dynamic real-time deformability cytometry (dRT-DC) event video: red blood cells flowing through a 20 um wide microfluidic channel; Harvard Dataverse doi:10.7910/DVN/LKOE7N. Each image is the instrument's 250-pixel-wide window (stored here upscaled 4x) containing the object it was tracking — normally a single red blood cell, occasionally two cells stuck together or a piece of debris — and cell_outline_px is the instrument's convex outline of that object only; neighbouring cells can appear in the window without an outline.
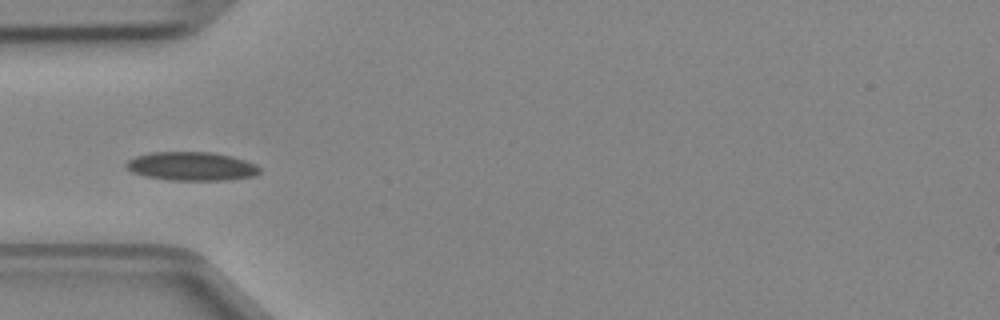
{"species": "Egyptian fruit bat (a non-hibernating species)", "species_latin": "Rousettus aegyptiacus", "temperature_condition": "cold", "stored_images_in_passage": 6, "camera_frame_rate_fps": 3000, "um_per_image_px": 0.085, "animal": {"sex": "female"}, "frame": {"image": 1, "passage_image": 5, "time_ms": 1.333, "image_size_px": [1000, 320], "cell_outline_px": [[260, 172], [252, 176], [224, 180], [168, 180], [144, 176], [132, 172], [124, 164], [128, 160], [136, 156], [152, 152], [212, 152], [232, 156], [256, 164], [260, 168]], "centroid_in_image_um": [16.26, 14.13], "position_along_channel_um": 68.7, "area_um2": 22.25}}